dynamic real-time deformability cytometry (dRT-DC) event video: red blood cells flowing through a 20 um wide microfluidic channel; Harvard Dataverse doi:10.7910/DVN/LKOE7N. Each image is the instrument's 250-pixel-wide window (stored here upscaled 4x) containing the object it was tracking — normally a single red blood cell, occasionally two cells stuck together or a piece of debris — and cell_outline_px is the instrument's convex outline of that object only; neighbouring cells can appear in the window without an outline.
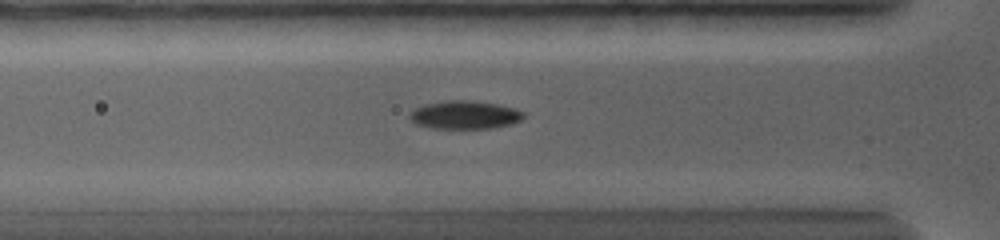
{"species": "common noctule bat (a hibernating species)", "species_latin": "Nyctalus noctula", "temperature_condition": "warm", "stored_images_in_passage": 23, "camera_frame_rate_fps": 5000, "um_per_image_px": 0.085, "animal": {"sex": "female", "body_mass_g": 19.0, "forearm_length_mm": 56.7}, "frame": {"image": 1, "passage_image": 6, "time_ms": 4.2, "image_size_px": [1000, 240], "cell_outline_px": [[524, 116], [520, 120], [512, 124], [492, 128], [432, 128], [416, 124], [408, 116], [416, 108], [424, 104], [444, 100], [468, 100], [496, 104], [516, 108], [524, 112]], "centroid_in_image_um": [39.52, 9.76], "position_along_channel_um": 86.3, "area_um2": 18.67}}
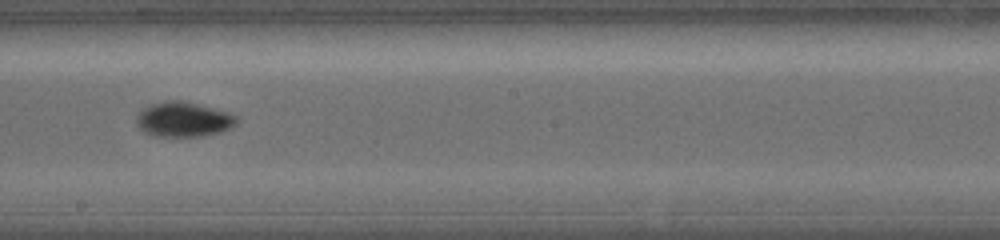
{"frame": {"image": 2, "passage_image": 11, "time_ms": 8.4, "image_size_px": [1000, 240], "cell_outline_px": [[240, 120], [232, 128], [220, 132], [200, 136], [156, 136], [144, 132], [136, 124], [136, 116], [144, 108], [152, 104], [164, 100], [180, 100], [228, 112], [240, 116]], "centroid_in_image_um": [15.63, 10.15], "position_along_channel_um": 232.6, "area_um2": 20.4}}
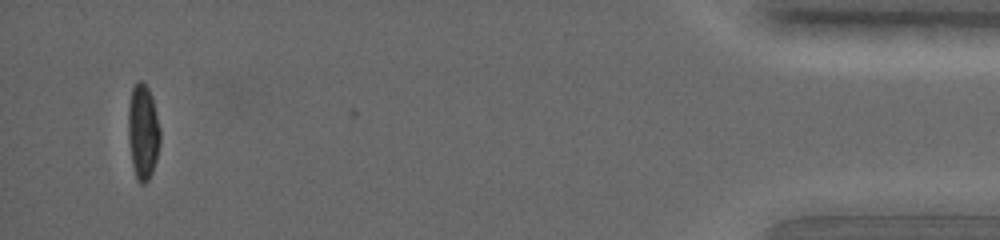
{"frame": {"image": 3, "passage_image": 21, "time_ms": 17.0, "image_size_px": [1000, 240], "cell_outline_px": [[160, 144], [156, 160], [152, 172], [148, 180], [144, 184], [140, 184], [136, 176], [132, 164], [128, 136], [128, 104], [132, 88], [136, 80], [140, 80], [148, 88], [152, 96], [160, 128]], "centroid_in_image_um": [12.15, 11.18], "position_along_channel_um": 423.1, "area_um2": 17.8}, "authors_computed_cell_mechanics": {"area_um2": 17.8024, "velocity_mm_per_s": 3.4899, "shape_relaxation_time_tau1_ms": 3.3598, "shape_relaxation_time_tau2_ms": 1.6761, "deformation_change_tau1": 0.1521, "deformation_change_tau2": 0.0308}}